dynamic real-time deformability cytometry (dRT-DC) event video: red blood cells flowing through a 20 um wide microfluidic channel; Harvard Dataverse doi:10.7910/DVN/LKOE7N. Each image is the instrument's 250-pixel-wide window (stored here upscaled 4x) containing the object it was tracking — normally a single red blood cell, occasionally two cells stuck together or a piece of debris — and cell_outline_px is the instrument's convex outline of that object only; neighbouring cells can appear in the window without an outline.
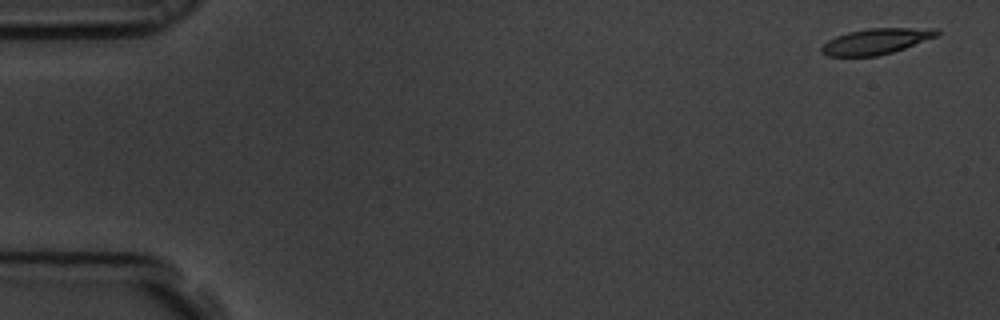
{"species": "common noctule bat (a hibernating species)", "species_latin": "Nyctalus noctula", "temperature_condition": "room temperature", "stored_images_in_passage": 6, "camera_frame_rate_fps": 3000, "um_per_image_px": 0.085, "animal": {"sex": "male", "body_mass_g": 19.5, "forearm_length_mm": 54.6}, "frame": {"image": 1, "passage_image": 1, "time_ms": 0.0, "image_size_px": [1000, 320], "cell_outline_px": [[940, 32], [936, 36], [904, 48], [892, 52], [876, 56], [828, 56], [820, 52], [820, 48], [828, 40], [836, 36], [848, 32], [868, 28], [936, 28]], "centroid_in_image_um": [74.43, 3.51], "position_along_channel_um": 10.6, "area_um2": 17.17}}